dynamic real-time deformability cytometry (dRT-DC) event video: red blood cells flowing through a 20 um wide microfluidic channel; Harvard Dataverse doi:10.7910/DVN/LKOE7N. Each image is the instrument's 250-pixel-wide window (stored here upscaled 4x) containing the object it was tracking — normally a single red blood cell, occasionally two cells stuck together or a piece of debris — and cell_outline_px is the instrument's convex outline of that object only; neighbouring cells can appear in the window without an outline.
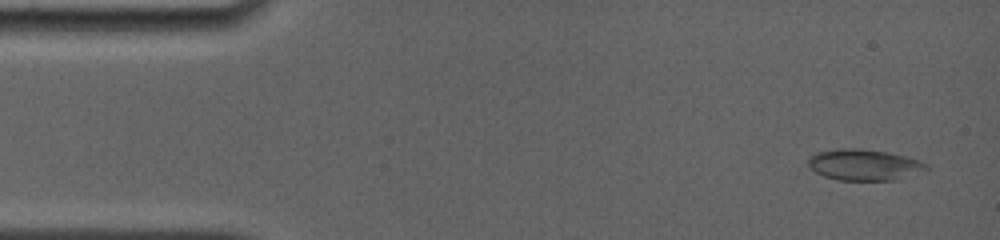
{"species": "common noctule bat (a hibernating species)", "species_latin": "Nyctalus noctula", "temperature_condition": "room temperature", "stored_images_in_passage": 4, "camera_frame_rate_fps": 4000, "um_per_image_px": 0.085, "animal": {"sex": "female", "body_mass_g": 19.0, "forearm_length_mm": 56.7}, "frame": {"image": 1, "passage_image": 1, "time_ms": 0.0, "image_size_px": [1000, 240], "cell_outline_px": [[928, 168], [892, 180], [836, 180], [824, 176], [816, 172], [808, 164], [808, 160], [816, 152], [840, 148], [860, 148], [888, 152], [920, 160], [928, 164]], "centroid_in_image_um": [73.41, 13.99], "position_along_channel_um": 11.6, "area_um2": 21.1}}
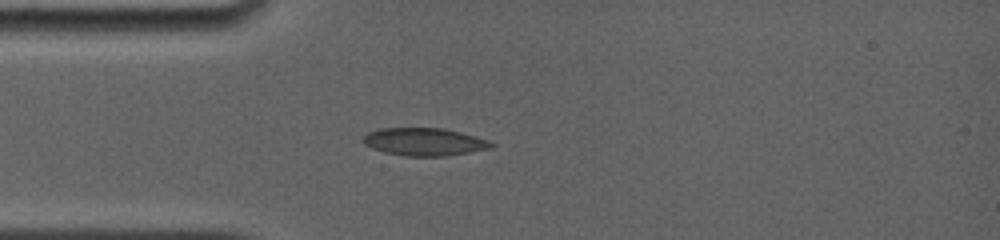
{"frame": {"image": 2, "passage_image": 4, "time_ms": 3.5, "image_size_px": [1000, 240], "cell_outline_px": [[496, 144], [492, 148], [448, 156], [404, 156], [384, 152], [372, 148], [364, 144], [360, 140], [368, 132], [380, 128], [440, 128], [460, 132], [476, 136], [488, 140]], "centroid_in_image_um": [36.06, 12.06], "position_along_channel_um": 48.9, "area_um2": 20.87}}